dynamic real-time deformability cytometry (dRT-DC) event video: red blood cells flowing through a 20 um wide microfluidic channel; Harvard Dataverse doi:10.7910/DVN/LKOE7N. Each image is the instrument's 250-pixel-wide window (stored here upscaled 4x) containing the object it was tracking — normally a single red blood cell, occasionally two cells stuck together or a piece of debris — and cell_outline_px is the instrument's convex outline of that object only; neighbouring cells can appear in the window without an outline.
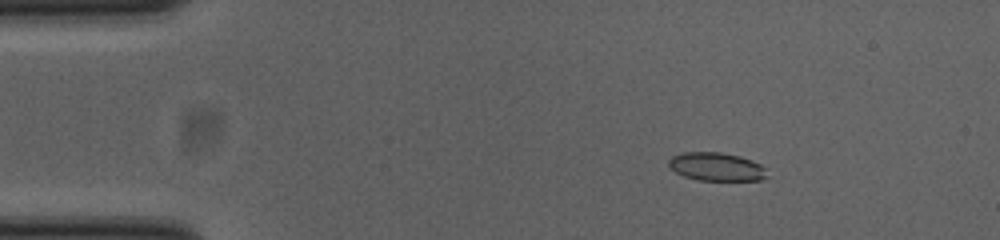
{"species": "common noctule bat (a hibernating species)", "species_latin": "Nyctalus noctula", "temperature_condition": "cold", "stored_images_in_passage": 52, "camera_frame_rate_fps": 3000, "um_per_image_px": 0.085, "animal": {"sex": "female", "body_mass_g": 23.0, "forearm_length_mm": 53.4}, "frame": {"image": 1, "passage_image": 7, "time_ms": 2.0, "image_size_px": [1000, 240], "cell_outline_px": [[768, 176], [760, 180], [700, 180], [684, 176], [668, 168], [668, 160], [672, 156], [684, 152], [720, 152], [740, 156], [752, 160], [760, 164], [764, 168]], "centroid_in_image_um": [60.87, 14.16], "position_along_channel_um": 24.1, "area_um2": 16.24}}
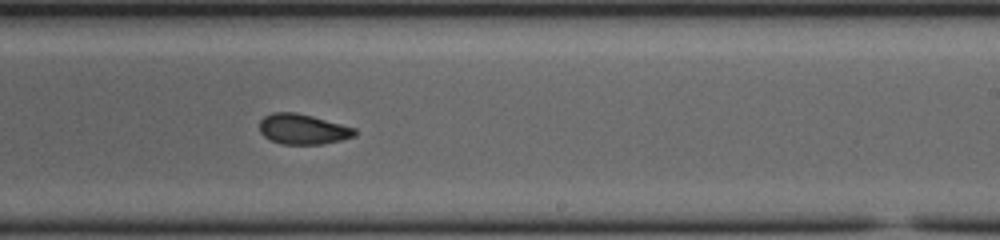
{"frame": {"image": 2, "passage_image": 31, "time_ms": 10.0, "image_size_px": [1000, 240], "cell_outline_px": [[356, 136], [324, 144], [280, 144], [268, 140], [260, 132], [260, 120], [264, 116], [272, 112], [296, 112], [312, 116], [356, 128]], "centroid_in_image_um": [25.72, 10.98], "position_along_channel_um": 263.3, "area_um2": 16.94}}
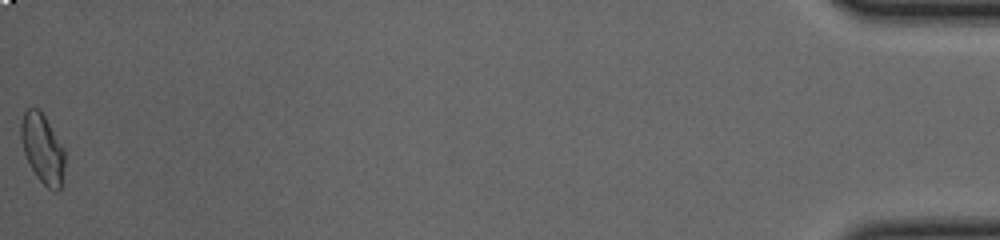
{"frame": {"image": 3, "passage_image": 52, "time_ms": 17.0, "image_size_px": [1000, 240], "cell_outline_px": [[64, 164], [60, 188], [56, 192], [48, 188], [36, 176], [28, 164], [20, 140], [20, 120], [24, 112], [28, 108], [36, 108], [44, 116], [64, 148]], "centroid_in_image_um": [3.58, 12.63], "position_along_channel_um": 431.6, "area_um2": 17.63}, "authors_computed_cell_mechanics": {"area_um2": 17.1666, "velocity_mm_per_s": 3.8645, "shape_relaxation_time_tau1_ms": 3.9668, "shape_relaxation_time_tau2_ms": 2.3775, "deformation_change_tau1": 0.1279, "deformation_change_tau2": 0.0629}}